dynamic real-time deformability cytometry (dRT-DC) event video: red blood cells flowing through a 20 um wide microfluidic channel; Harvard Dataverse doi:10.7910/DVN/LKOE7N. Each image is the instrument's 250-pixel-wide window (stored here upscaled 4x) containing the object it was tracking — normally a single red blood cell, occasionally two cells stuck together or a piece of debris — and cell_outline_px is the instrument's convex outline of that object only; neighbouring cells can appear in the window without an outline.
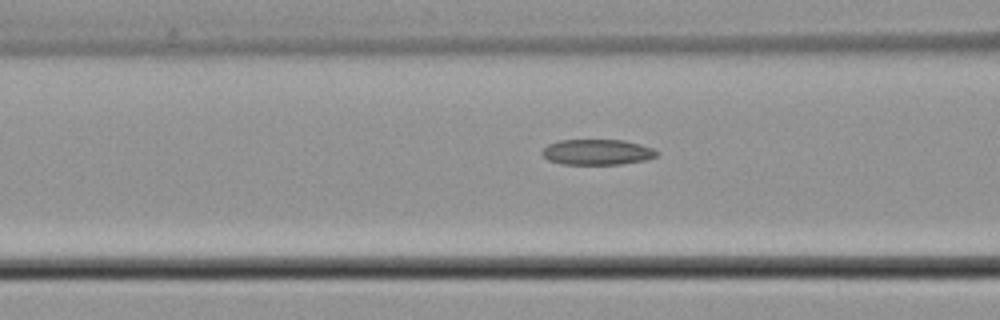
{"species": "common noctule bat (a hibernating species)", "species_latin": "Nyctalus noctula", "temperature_condition": "cold", "stored_images_in_passage": 7, "camera_frame_rate_fps": 3000, "um_per_image_px": 0.085, "animal": {"sex": "male", "body_mass_g": 21.5, "forearm_length_mm": 52.0}, "frame": {"image": 1, "passage_image": 5, "time_ms": 1.333, "image_size_px": [1000, 320], "cell_outline_px": [[660, 152], [656, 156], [644, 160], [620, 164], [560, 164], [548, 160], [540, 152], [548, 144], [560, 140], [624, 140], [640, 144], [652, 148]], "centroid_in_image_um": [50.74, 12.92], "position_along_channel_um": 115.9, "area_um2": 17.05}}